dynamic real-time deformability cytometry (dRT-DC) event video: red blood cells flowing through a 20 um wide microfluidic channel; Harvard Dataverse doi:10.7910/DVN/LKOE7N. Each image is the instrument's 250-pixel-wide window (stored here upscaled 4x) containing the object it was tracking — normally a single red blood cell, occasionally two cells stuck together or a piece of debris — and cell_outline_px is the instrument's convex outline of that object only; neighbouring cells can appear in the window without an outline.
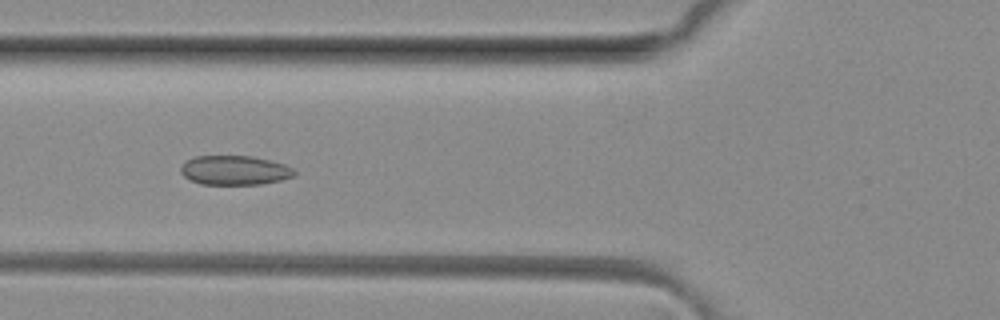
{"species": "common noctule bat (a hibernating species)", "species_latin": "Nyctalus noctula", "temperature_condition": "room temperature", "stored_images_in_passage": 8, "camera_frame_rate_fps": 3000, "um_per_image_px": 0.085, "animal": {"sex": "female", "body_mass_g": 29.2, "forearm_length_mm": 56.3}, "frame": {"image": 1, "passage_image": 7, "time_ms": 2.0, "image_size_px": [1000, 320], "cell_outline_px": [[296, 176], [280, 180], [260, 184], [200, 184], [184, 176], [180, 172], [180, 164], [184, 160], [196, 156], [252, 156], [284, 164], [292, 168], [296, 172]], "centroid_in_image_um": [19.91, 14.47], "position_along_channel_um": 105.9, "area_um2": 19.48}}
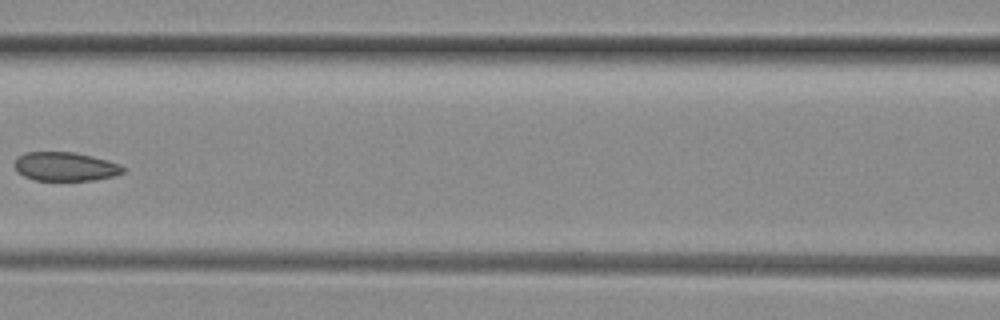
{"frame": {"image": 2, "passage_image": 8, "time_ms": 2.333, "image_size_px": [1000, 320], "cell_outline_px": [[124, 172], [112, 176], [96, 180], [36, 180], [24, 176], [16, 172], [12, 164], [24, 152], [76, 152], [108, 160], [120, 164], [124, 168]], "centroid_in_image_um": [5.53, 14.15], "position_along_channel_um": 161.1, "area_um2": 18.32}}